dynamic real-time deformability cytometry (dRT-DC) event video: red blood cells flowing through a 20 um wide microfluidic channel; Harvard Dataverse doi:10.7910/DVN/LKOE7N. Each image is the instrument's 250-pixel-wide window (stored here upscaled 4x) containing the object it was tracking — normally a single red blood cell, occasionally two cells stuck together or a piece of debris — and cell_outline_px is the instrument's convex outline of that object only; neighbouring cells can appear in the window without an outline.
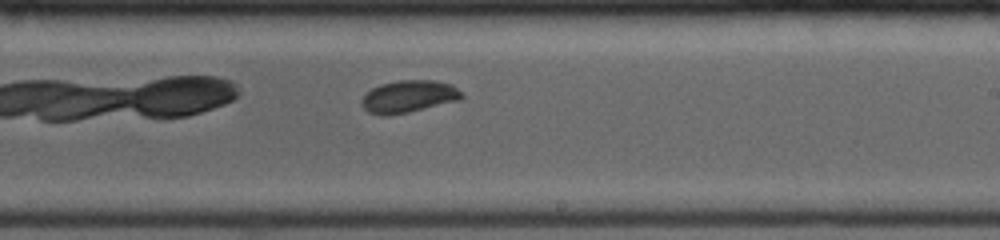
{"species": "common noctule bat (a hibernating species)", "species_latin": "Nyctalus noctula", "temperature_condition": "room temperature", "stored_images_in_passage": 29, "camera_frame_rate_fps": 4000, "um_per_image_px": 0.085, "animal": {"sex": "female", "body_mass_g": 19.0, "forearm_length_mm": 53.3}, "frame": {"image": 1, "passage_image": 21, "time_ms": 9.75, "image_size_px": [1000, 240], "cell_outline_px": [[464, 96], [460, 100], [408, 112], [388, 116], [380, 116], [368, 112], [360, 104], [360, 100], [372, 88], [380, 84], [400, 80], [432, 80], [452, 84]], "centroid_in_image_um": [34.71, 8.21], "position_along_channel_um": 254.3, "area_um2": 18.84}}
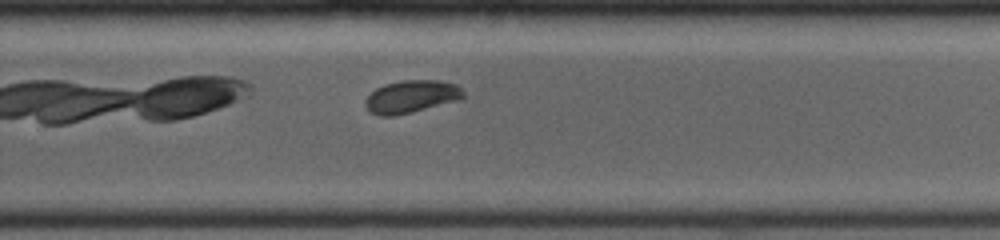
{"frame": {"image": 2, "passage_image": 23, "time_ms": 10.75, "image_size_px": [1000, 240], "cell_outline_px": [[464, 96], [460, 100], [412, 112], [392, 116], [380, 116], [368, 112], [364, 104], [364, 100], [376, 88], [384, 84], [404, 80], [440, 80], [456, 84], [464, 92]], "centroid_in_image_um": [34.95, 8.21], "position_along_channel_um": 294.9, "area_um2": 18.79}}
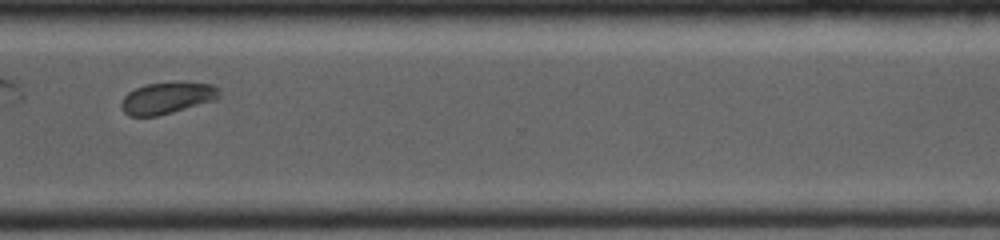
{"frame": {"image": 3, "passage_image": 26, "time_ms": 12.25, "image_size_px": [1000, 240], "cell_outline_px": [[220, 96], [216, 100], [172, 112], [156, 116], [128, 116], [120, 108], [120, 104], [124, 96], [128, 92], [136, 88], [148, 84], [176, 80], [180, 80], [212, 84], [220, 88]], "centroid_in_image_um": [14.24, 8.29], "position_along_channel_um": 356.4, "area_um2": 18.55}}